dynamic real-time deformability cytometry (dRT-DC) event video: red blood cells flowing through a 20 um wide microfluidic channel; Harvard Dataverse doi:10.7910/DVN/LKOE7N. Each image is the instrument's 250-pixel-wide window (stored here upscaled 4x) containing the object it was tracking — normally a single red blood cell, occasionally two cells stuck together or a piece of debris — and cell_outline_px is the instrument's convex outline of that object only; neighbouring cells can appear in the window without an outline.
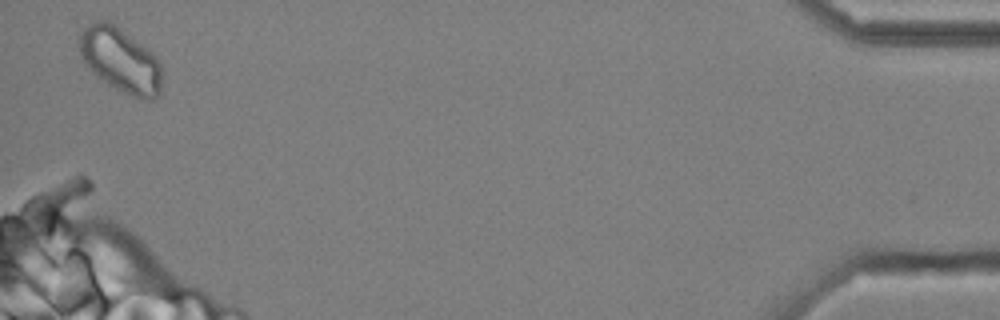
{"species": "common noctule bat (a hibernating species)", "species_latin": "Nyctalus noctula", "temperature_condition": "cold", "stored_images_in_passage": 51, "camera_frame_rate_fps": 3000, "um_per_image_px": 0.085, "animal": {"sex": "male", "body_mass_g": 20.4}, "frame": {"image": 1, "passage_image": 51, "time_ms": 16.667, "image_size_px": [1000, 320], "cell_outline_px": [[160, 92], [152, 100], [140, 100], [108, 84], [96, 76], [84, 64], [80, 52], [80, 36], [84, 28], [88, 24], [96, 20], [104, 20], [112, 24], [140, 44], [156, 56], [160, 64]], "centroid_in_image_um": [10.22, 5.14], "position_along_channel_um": 425.0, "area_um2": 30.4}, "authors_computed_cell_mechanics": {"area_um2": 27.6862, "velocity_mm_per_s": 3.7027, "shape_relaxation_time_tau1_ms": null, "shape_relaxation_time_tau2_ms": 2.4347, "deformation_change_tau1": null, "deformation_change_tau2": 0.0854}}